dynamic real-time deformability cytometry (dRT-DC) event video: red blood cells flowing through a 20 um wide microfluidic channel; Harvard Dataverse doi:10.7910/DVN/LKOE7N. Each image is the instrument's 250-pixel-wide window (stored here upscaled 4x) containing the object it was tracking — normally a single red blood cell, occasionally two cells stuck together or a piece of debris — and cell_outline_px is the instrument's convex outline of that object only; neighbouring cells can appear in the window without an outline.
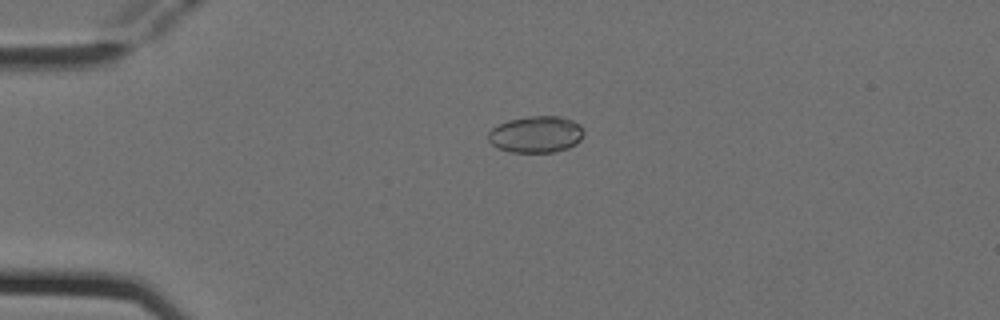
{"species": "Egyptian fruit bat (a non-hibernating species)", "species_latin": "Rousettus aegyptiacus", "temperature_condition": "cold", "stored_images_in_passage": 4, "camera_frame_rate_fps": 3000, "um_per_image_px": 0.085, "animal": {"sex": "female"}, "frame": {"image": 1, "passage_image": 3, "time_ms": 0.667, "image_size_px": [1000, 320], "cell_outline_px": [[584, 132], [580, 140], [576, 144], [568, 148], [552, 152], [512, 152], [500, 148], [492, 144], [488, 140], [488, 132], [492, 128], [508, 120], [528, 116], [560, 116], [572, 120], [580, 124]], "centroid_in_image_um": [45.58, 11.41], "position_along_channel_um": 39.4, "area_um2": 20.35}}